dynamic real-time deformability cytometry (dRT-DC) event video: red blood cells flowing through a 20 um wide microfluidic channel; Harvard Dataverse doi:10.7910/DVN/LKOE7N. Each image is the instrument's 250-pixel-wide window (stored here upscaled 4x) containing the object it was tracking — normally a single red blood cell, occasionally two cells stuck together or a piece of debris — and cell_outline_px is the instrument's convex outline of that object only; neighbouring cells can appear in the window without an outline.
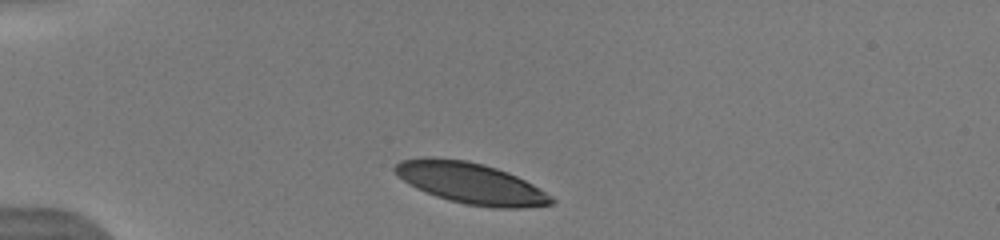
{"species": "human", "species_latin": "Homo sapiens", "temperature_condition": "warm", "stored_images_in_passage": 8, "camera_frame_rate_fps": 3000, "um_per_image_px": 0.085, "donor": {"sex": "male"}, "frame": {"image": 1, "passage_image": 1, "time_ms": 0.0, "image_size_px": [1000, 240], "cell_outline_px": [[556, 200], [552, 204], [524, 208], [492, 208], [468, 204], [448, 200], [436, 196], [416, 188], [408, 184], [392, 168], [400, 160], [428, 156], [432, 156], [468, 160], [484, 164], [508, 172], [532, 184], [552, 196]], "centroid_in_image_um": [40.01, 15.56], "position_along_channel_um": 45.0, "area_um2": 37.57}}
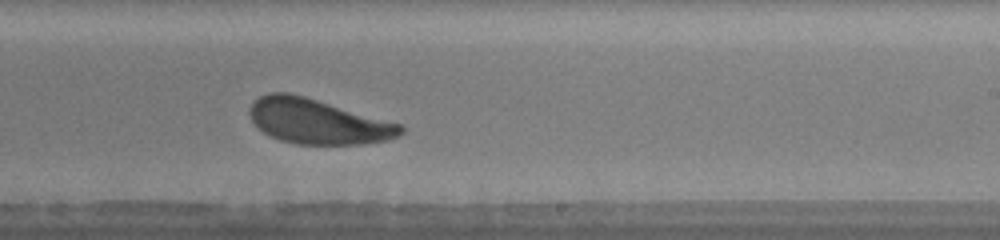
{"frame": {"image": 2, "passage_image": 7, "time_ms": 6.333, "image_size_px": [1000, 240], "cell_outline_px": [[404, 132], [400, 136], [388, 140], [360, 144], [296, 144], [280, 140], [264, 132], [252, 120], [248, 112], [252, 100], [268, 92], [288, 92], [304, 96], [400, 124], [404, 128]], "centroid_in_image_um": [26.98, 10.32], "position_along_channel_um": 262.0, "area_um2": 39.3}}